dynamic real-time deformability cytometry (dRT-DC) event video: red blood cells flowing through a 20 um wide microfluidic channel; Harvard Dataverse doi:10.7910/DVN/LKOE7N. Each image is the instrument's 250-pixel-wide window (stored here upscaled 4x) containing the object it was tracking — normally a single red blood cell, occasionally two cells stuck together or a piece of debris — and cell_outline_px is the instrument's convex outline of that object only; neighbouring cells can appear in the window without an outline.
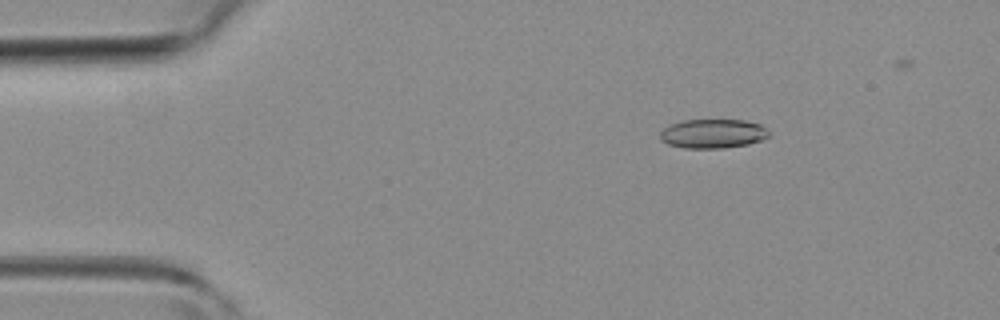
{"species": "common noctule bat (a hibernating species)", "species_latin": "Nyctalus noctula", "temperature_condition": "room temperature", "stored_images_in_passage": 45, "camera_frame_rate_fps": 3000, "um_per_image_px": 0.085, "animal": {"sex": "female", "body_mass_g": 19.3, "forearm_length_mm": 54.1}, "frame": {"image": 1, "passage_image": 7, "time_ms": 2.0, "image_size_px": [1000, 320], "cell_outline_px": [[772, 136], [748, 144], [724, 148], [684, 148], [668, 144], [660, 140], [660, 132], [664, 128], [672, 124], [684, 120], [744, 120], [760, 124]], "centroid_in_image_um": [60.59, 11.36], "position_along_channel_um": 24.4, "area_um2": 18.44}}
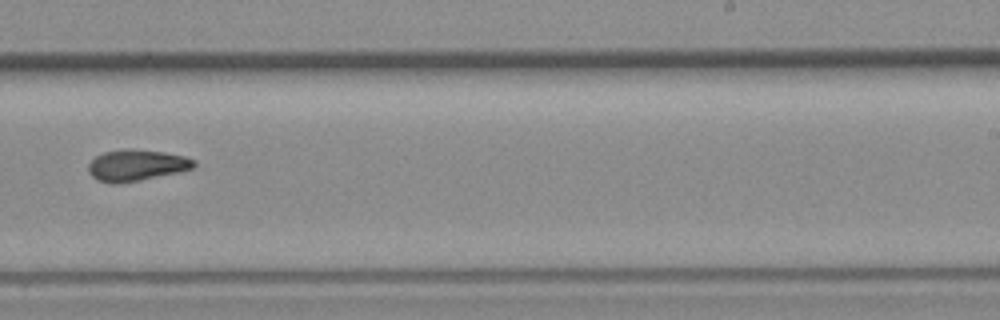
{"frame": {"image": 2, "passage_image": 28, "time_ms": 9.0, "image_size_px": [1000, 320], "cell_outline_px": [[196, 164], [192, 168], [176, 172], [140, 180], [116, 184], [108, 184], [96, 180], [88, 172], [88, 164], [96, 156], [104, 152], [164, 152], [184, 156], [196, 160]], "centroid_in_image_um": [11.57, 14.11], "position_along_channel_um": 277.4, "area_um2": 18.38}}
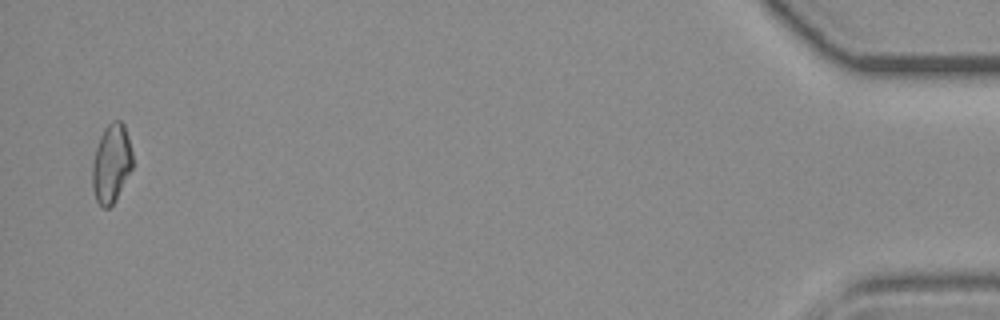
{"frame": {"image": 3, "passage_image": 44, "time_ms": 14.333, "image_size_px": [1000, 320], "cell_outline_px": [[132, 168], [116, 200], [108, 208], [104, 208], [96, 200], [92, 188], [92, 160], [100, 136], [104, 128], [112, 120], [120, 120], [124, 124], [128, 136], [132, 152]], "centroid_in_image_um": [9.46, 13.88], "position_along_channel_um": 425.7, "area_um2": 18.55}}